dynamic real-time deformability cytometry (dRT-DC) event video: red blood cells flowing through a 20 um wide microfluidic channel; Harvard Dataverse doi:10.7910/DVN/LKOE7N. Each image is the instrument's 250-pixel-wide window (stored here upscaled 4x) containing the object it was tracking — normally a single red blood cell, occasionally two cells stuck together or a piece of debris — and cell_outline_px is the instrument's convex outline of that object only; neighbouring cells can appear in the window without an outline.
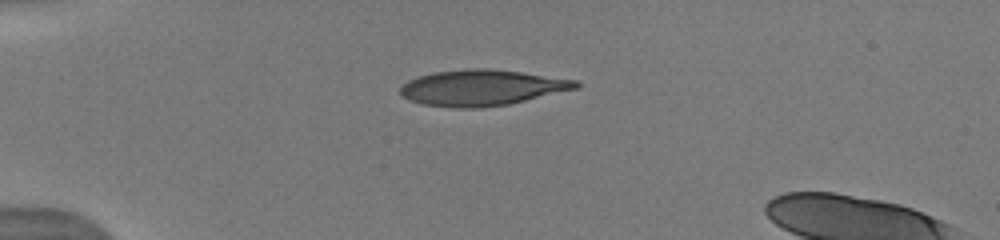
{"species": "human", "species_latin": "Homo sapiens", "temperature_condition": "warm", "stored_images_in_passage": 4, "camera_frame_rate_fps": 3000, "um_per_image_px": 0.085, "donor": {"sex": "male"}, "frame": {"image": 1, "passage_image": 1, "time_ms": 0.0, "image_size_px": [1000, 240], "cell_outline_px": [[580, 84], [576, 88], [508, 104], [480, 108], [460, 108], [424, 104], [408, 100], [400, 96], [400, 88], [408, 80], [432, 72], [464, 68], [488, 68], [520, 72], [580, 80]], "centroid_in_image_um": [40.92, 7.44], "position_along_channel_um": 44.1, "area_um2": 36.59}}